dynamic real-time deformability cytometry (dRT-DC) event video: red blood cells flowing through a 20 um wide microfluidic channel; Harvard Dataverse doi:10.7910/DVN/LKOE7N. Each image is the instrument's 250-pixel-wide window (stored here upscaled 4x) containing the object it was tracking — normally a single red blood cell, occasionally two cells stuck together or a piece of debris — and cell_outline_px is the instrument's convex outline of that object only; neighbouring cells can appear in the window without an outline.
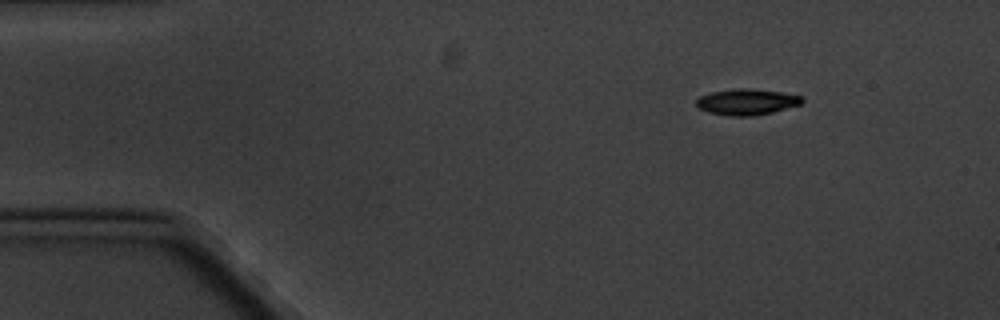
{"species": "common noctule bat (a hibernating species)", "species_latin": "Nyctalus noctula", "temperature_condition": "cold", "stored_images_in_passage": 6, "camera_frame_rate_fps": 3000, "um_per_image_px": 0.085, "animal": {"sex": "male", "body_mass_g": 20.1, "forearm_length_mm": 53.5}, "frame": {"image": 1, "passage_image": 2, "time_ms": 1.333, "image_size_px": [1000, 320], "cell_outline_px": [[804, 100], [800, 104], [772, 112], [752, 116], [728, 116], [708, 112], [700, 108], [696, 104], [696, 100], [700, 96], [712, 92], [740, 88], [748, 88], [780, 92], [804, 96]], "centroid_in_image_um": [63.48, 8.66], "position_along_channel_um": 21.5, "area_um2": 15.9}}
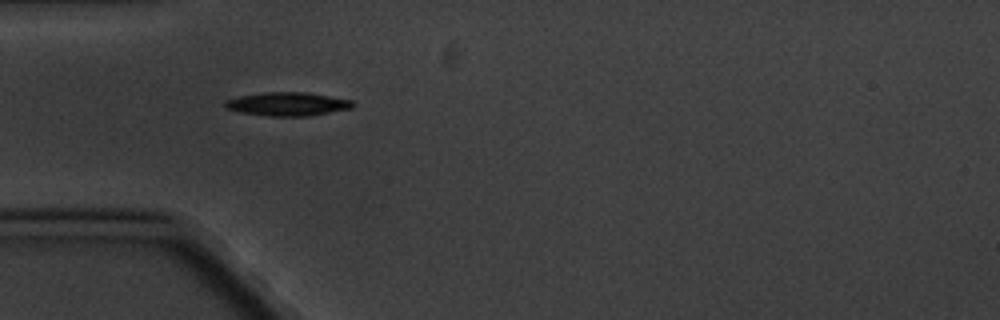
{"frame": {"image": 2, "passage_image": 5, "time_ms": 4.667, "image_size_px": [1000, 320], "cell_outline_px": [[356, 104], [352, 108], [308, 116], [268, 116], [240, 112], [224, 108], [224, 100], [240, 96], [264, 92], [304, 92], [352, 100]], "centroid_in_image_um": [24.42, 8.84], "position_along_channel_um": 60.6, "area_um2": 17.51}}